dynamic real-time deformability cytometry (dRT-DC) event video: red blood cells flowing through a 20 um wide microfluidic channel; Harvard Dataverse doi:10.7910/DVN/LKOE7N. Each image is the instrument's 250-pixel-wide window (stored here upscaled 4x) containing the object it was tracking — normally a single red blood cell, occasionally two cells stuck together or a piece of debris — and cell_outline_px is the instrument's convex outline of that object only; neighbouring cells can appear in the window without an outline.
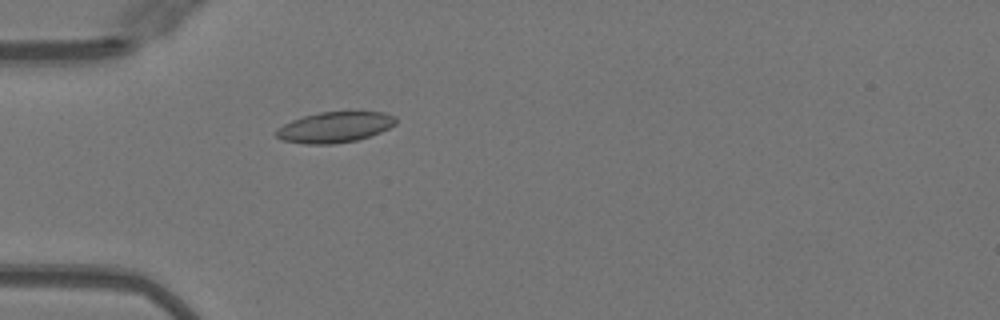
{"species": "Egyptian fruit bat (a non-hibernating species)", "species_latin": "Rousettus aegyptiacus", "temperature_condition": "warm", "stored_images_in_passage": 3, "camera_frame_rate_fps": 3000, "um_per_image_px": 0.085, "animal": {"sex": "female"}, "frame": {"image": 1, "passage_image": 1, "time_ms": 0.0, "image_size_px": [1000, 320], "cell_outline_px": [[396, 124], [380, 132], [356, 140], [332, 144], [304, 144], [280, 140], [276, 136], [276, 128], [292, 120], [304, 116], [320, 112], [384, 112], [396, 116]], "centroid_in_image_um": [28.43, 10.81], "position_along_channel_um": 56.6, "area_um2": 21.33}}